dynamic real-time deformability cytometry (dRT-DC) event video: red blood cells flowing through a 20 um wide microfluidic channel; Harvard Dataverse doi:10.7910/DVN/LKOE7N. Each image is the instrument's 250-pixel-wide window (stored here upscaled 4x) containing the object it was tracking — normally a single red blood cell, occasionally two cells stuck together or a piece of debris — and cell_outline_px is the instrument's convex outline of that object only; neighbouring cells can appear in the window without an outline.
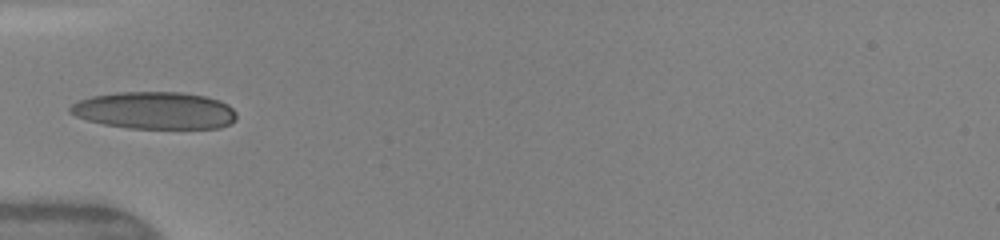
{"species": "human", "species_latin": "Homo sapiens", "temperature_condition": "warm", "stored_images_in_passage": 18, "camera_frame_rate_fps": 3000, "um_per_image_px": 0.085, "donor": {"sex": "female"}, "frame": {"image": 1, "passage_image": 1, "time_ms": 0.0, "image_size_px": [1000, 240], "cell_outline_px": [[236, 120], [220, 128], [128, 128], [104, 124], [88, 120], [76, 116], [68, 112], [68, 108], [72, 104], [80, 100], [92, 96], [116, 92], [180, 92], [204, 96], [220, 100], [228, 104], [236, 112]], "centroid_in_image_um": [13.15, 9.38], "position_along_channel_um": 71.8, "area_um2": 36.13}}